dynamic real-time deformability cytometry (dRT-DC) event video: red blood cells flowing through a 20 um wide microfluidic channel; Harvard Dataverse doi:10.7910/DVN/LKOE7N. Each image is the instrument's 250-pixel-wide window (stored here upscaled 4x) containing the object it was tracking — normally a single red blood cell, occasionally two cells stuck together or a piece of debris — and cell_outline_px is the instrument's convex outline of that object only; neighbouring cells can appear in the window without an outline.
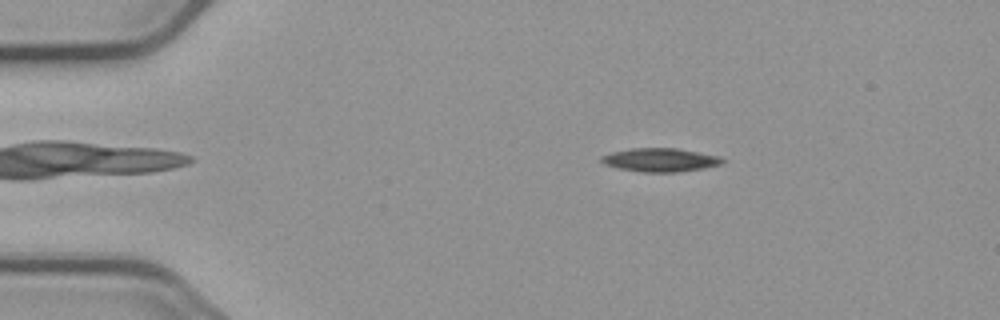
{"species": "common noctule bat (a hibernating species)", "species_latin": "Nyctalus noctula", "temperature_condition": "cold", "stored_images_in_passage": 54, "camera_frame_rate_fps": 3000, "um_per_image_px": 0.085, "animal": {"sex": "male", "body_mass_g": 23.1, "forearm_length_mm": 52.7}, "frame": {"image": 1, "passage_image": 9, "time_ms": 2.667, "image_size_px": [1000, 320], "cell_outline_px": [[724, 160], [720, 164], [704, 168], [676, 172], [640, 172], [616, 168], [604, 164], [600, 160], [600, 156], [612, 152], [632, 148], [676, 148], [720, 156]], "centroid_in_image_um": [56.07, 13.59], "position_along_channel_um": 28.9, "area_um2": 16.59}}
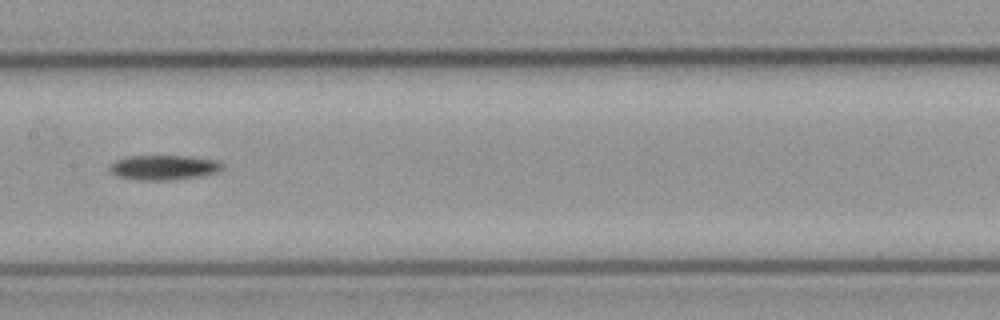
{"frame": {"image": 2, "passage_image": 27, "time_ms": 8.667, "image_size_px": [1000, 320], "cell_outline_px": [[224, 168], [216, 172], [204, 176], [172, 180], [136, 180], [116, 176], [108, 168], [108, 164], [116, 160], [128, 156], [192, 156], [216, 160], [224, 164]], "centroid_in_image_um": [13.93, 14.24], "position_along_channel_um": 193.5, "area_um2": 16.59}}
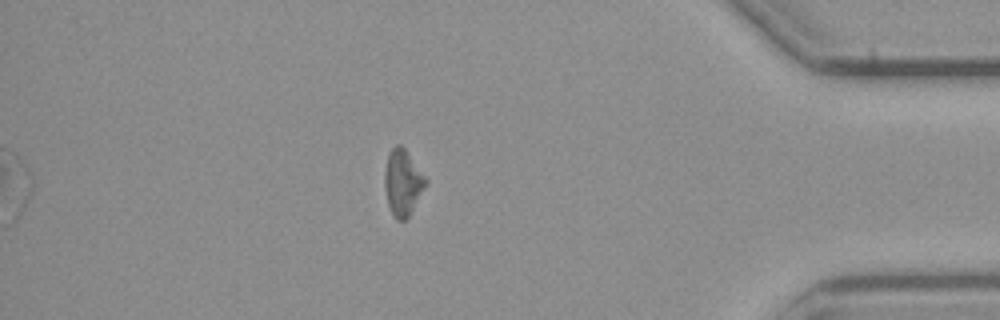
{"frame": {"image": 3, "passage_image": 47, "time_ms": 15.333, "image_size_px": [1000, 320], "cell_outline_px": [[428, 184], [408, 216], [404, 220], [396, 220], [388, 204], [384, 188], [384, 172], [388, 152], [396, 144], [400, 144], [404, 148], [428, 180]], "centroid_in_image_um": [34.23, 15.5], "position_along_channel_um": 401.0, "area_um2": 15.78}, "authors_computed_cell_mechanics": {"area_um2": 15.8661, "velocity_mm_per_s": 3.7118, "shape_relaxation_time_tau1_ms": 5.3706, "shape_relaxation_time_tau2_ms": null, "deformation_change_tau1": 0.1224, "deformation_change_tau2": null}}